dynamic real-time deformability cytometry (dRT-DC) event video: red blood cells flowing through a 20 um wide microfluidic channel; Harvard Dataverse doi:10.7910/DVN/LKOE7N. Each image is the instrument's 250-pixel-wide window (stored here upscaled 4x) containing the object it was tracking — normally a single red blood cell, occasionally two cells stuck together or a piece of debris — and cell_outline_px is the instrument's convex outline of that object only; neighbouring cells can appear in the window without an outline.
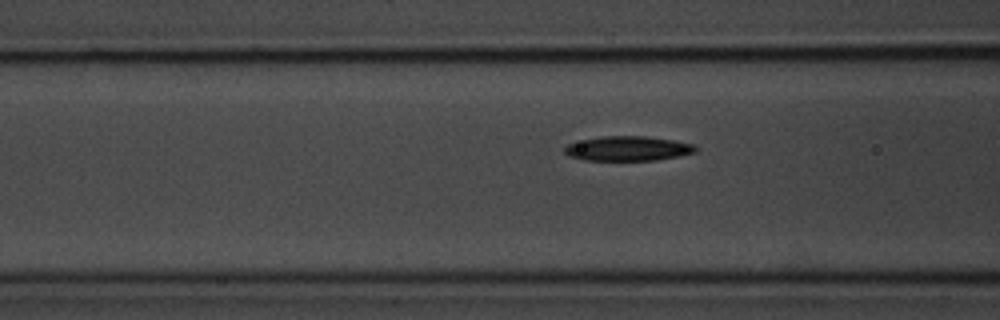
{"species": "common noctule bat (a hibernating species)", "species_latin": "Nyctalus noctula", "temperature_condition": "room temperature", "stored_images_in_passage": 13, "camera_frame_rate_fps": 3000, "um_per_image_px": 0.085, "animal": {"sex": "male", "body_mass_g": 20.1, "forearm_length_mm": 53.5}, "frame": {"image": 1, "passage_image": 11, "time_ms": 3.333, "image_size_px": [1000, 320], "cell_outline_px": [[696, 152], [656, 160], [584, 160], [568, 156], [564, 152], [564, 148], [568, 144], [600, 136], [644, 136], [672, 140], [696, 144]], "centroid_in_image_um": [53.36, 12.62], "position_along_channel_um": 113.2, "area_um2": 18.67}}